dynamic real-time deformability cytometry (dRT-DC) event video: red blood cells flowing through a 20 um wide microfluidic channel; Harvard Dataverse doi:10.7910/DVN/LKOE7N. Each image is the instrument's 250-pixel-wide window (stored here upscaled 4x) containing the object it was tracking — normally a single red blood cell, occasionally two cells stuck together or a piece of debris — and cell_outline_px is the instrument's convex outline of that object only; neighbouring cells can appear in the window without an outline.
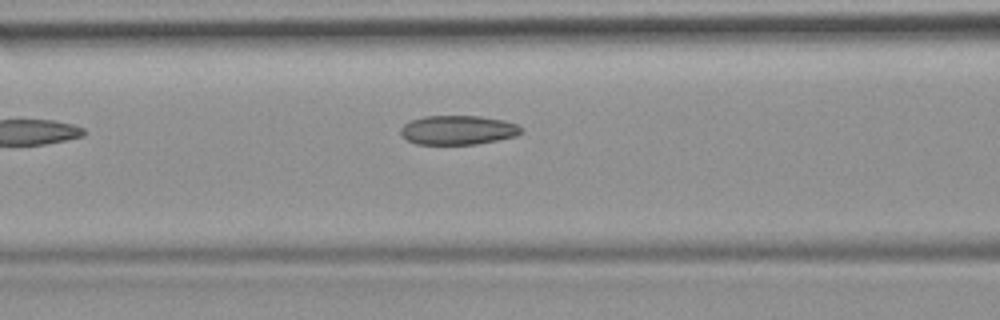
{"species": "common noctule bat (a hibernating species)", "species_latin": "Nyctalus noctula", "temperature_condition": "room temperature", "stored_images_in_passage": 6, "camera_frame_rate_fps": 3000, "um_per_image_px": 0.085, "animal": {"sex": "female", "body_mass_g": 19.9}, "frame": {"image": 1, "passage_image": 6, "time_ms": 6.0, "image_size_px": [1000, 320], "cell_outline_px": [[524, 132], [516, 136], [476, 144], [416, 144], [408, 140], [400, 132], [400, 128], [404, 124], [412, 120], [424, 116], [480, 116], [504, 120], [516, 124]], "centroid_in_image_um": [38.93, 11.05], "position_along_channel_um": 127.7, "area_um2": 20.4}}